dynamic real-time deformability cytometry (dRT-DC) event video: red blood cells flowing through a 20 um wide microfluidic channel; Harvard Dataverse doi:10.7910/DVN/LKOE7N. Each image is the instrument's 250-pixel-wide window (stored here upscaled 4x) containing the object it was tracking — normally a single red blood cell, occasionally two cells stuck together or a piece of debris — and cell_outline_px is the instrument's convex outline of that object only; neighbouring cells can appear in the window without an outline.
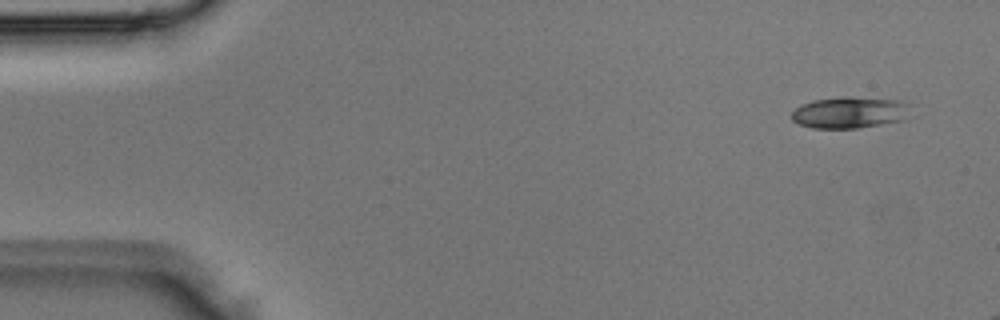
{"species": "Egyptian fruit bat (a non-hibernating species)", "species_latin": "Rousettus aegyptiacus", "temperature_condition": "room temperature", "stored_images_in_passage": 4, "camera_frame_rate_fps": 3000, "um_per_image_px": 0.085, "animal": {"sex": "male"}, "frame": {"image": 1, "passage_image": 1, "time_ms": 0.0, "image_size_px": [1000, 320], "cell_outline_px": [[916, 116], [904, 120], [856, 128], [812, 128], [800, 124], [792, 120], [792, 112], [796, 108], [804, 104], [816, 100], [896, 100], [908, 104]], "centroid_in_image_um": [72.32, 9.63], "position_along_channel_um": 12.7, "area_um2": 20.75}}